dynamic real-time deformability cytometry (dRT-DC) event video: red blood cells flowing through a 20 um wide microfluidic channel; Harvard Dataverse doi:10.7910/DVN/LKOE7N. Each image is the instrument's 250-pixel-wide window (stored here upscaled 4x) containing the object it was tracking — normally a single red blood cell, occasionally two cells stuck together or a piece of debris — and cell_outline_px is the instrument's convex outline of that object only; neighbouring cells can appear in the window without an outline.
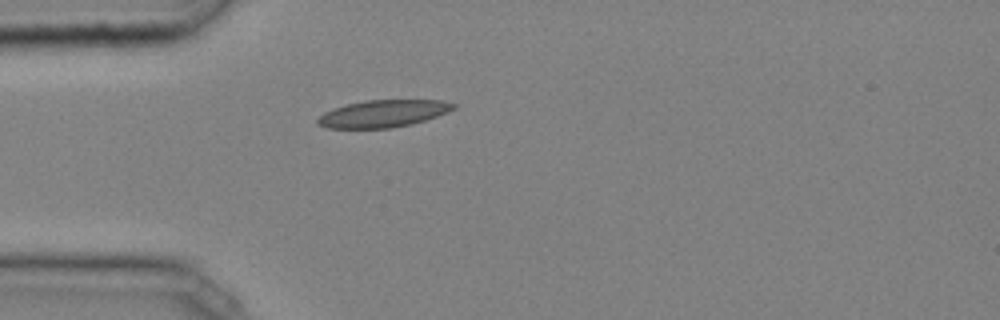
{"species": "common noctule bat (a hibernating species)", "species_latin": "Nyctalus noctula", "temperature_condition": "cold", "stored_images_in_passage": 30, "camera_frame_rate_fps": 3000, "um_per_image_px": 0.085, "animal": {"sex": "male", "body_mass_g": 20.4}, "frame": {"image": 1, "passage_image": 1, "time_ms": 0.0, "image_size_px": [1000, 320], "cell_outline_px": [[456, 108], [448, 112], [412, 124], [392, 128], [328, 128], [316, 124], [316, 120], [324, 112], [348, 104], [364, 100], [444, 100], [456, 104]], "centroid_in_image_um": [32.58, 9.65], "position_along_channel_um": 52.4, "area_um2": 21.5}}
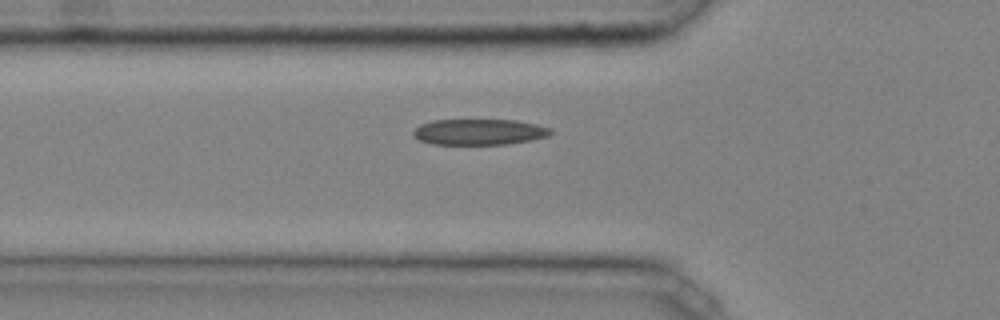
{"frame": {"image": 2, "passage_image": 4, "time_ms": 1.0, "image_size_px": [1000, 320], "cell_outline_px": [[552, 132], [548, 136], [532, 140], [508, 144], [432, 144], [420, 140], [412, 132], [420, 124], [432, 120], [516, 120], [536, 124], [552, 128]], "centroid_in_image_um": [40.76, 11.21], "position_along_channel_um": 85.0, "area_um2": 20.69}}
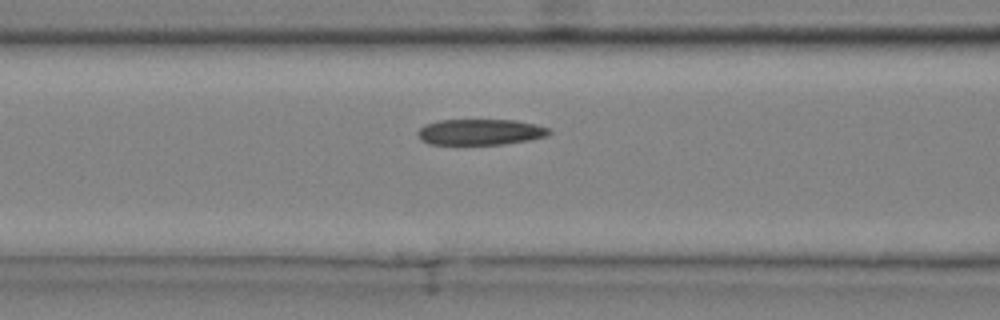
{"frame": {"image": 3, "passage_image": 7, "time_ms": 2.0, "image_size_px": [1000, 320], "cell_outline_px": [[552, 132], [548, 136], [528, 140], [504, 144], [428, 144], [420, 140], [416, 132], [424, 124], [440, 120], [516, 120], [536, 124], [548, 128]], "centroid_in_image_um": [40.81, 11.22], "position_along_channel_um": 125.8, "area_um2": 19.94}, "authors_computed_cell_mechanics": {"area_um2": 20.5479, "velocity_mm_per_s": 4.0428, "shape_relaxation_time_tau1_ms": null, "shape_relaxation_time_tau2_ms": 2.6379, "deformation_change_tau1": null, "deformation_change_tau2": 0.0883}}